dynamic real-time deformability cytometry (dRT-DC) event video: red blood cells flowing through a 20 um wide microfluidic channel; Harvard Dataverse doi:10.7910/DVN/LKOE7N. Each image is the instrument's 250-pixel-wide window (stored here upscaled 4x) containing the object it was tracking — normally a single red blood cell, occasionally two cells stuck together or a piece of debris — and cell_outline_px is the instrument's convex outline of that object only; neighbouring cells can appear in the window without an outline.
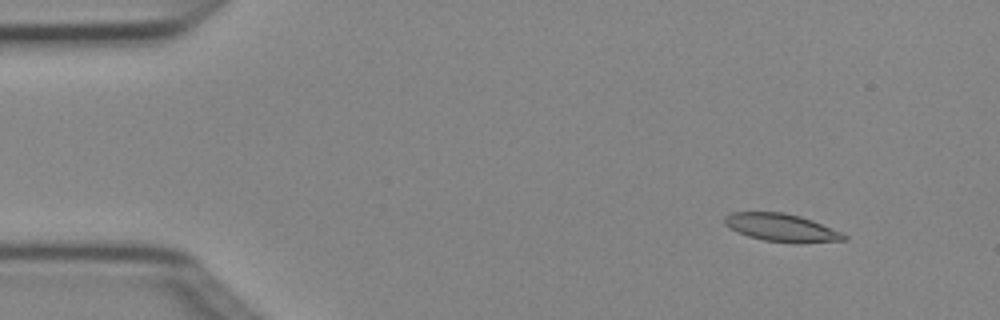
{"species": "Egyptian fruit bat (a non-hibernating species)", "species_latin": "Rousettus aegyptiacus", "temperature_condition": "cold", "stored_images_in_passage": 6, "camera_frame_rate_fps": 3000, "um_per_image_px": 0.085, "animal": {"sex": "female"}, "frame": {"image": 1, "passage_image": 2, "time_ms": 0.333, "image_size_px": [1000, 320], "cell_outline_px": [[848, 236], [844, 240], [796, 244], [764, 240], [748, 236], [728, 228], [724, 224], [724, 216], [732, 212], [784, 212], [800, 216], [812, 220], [844, 232]], "centroid_in_image_um": [66.45, 19.35], "position_along_channel_um": 18.6, "area_um2": 19.65}}
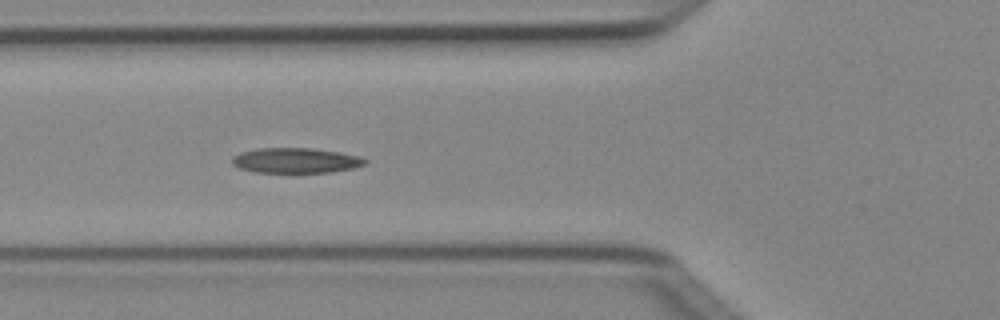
{"frame": {"image": 2, "passage_image": 5, "time_ms": 1.333, "image_size_px": [1000, 320], "cell_outline_px": [[368, 164], [352, 168], [332, 172], [256, 172], [240, 168], [232, 164], [232, 156], [240, 152], [256, 148], [312, 148], [360, 156], [368, 160]], "centroid_in_image_um": [25.14, 13.63], "position_along_channel_um": 100.7, "area_um2": 19.48}}
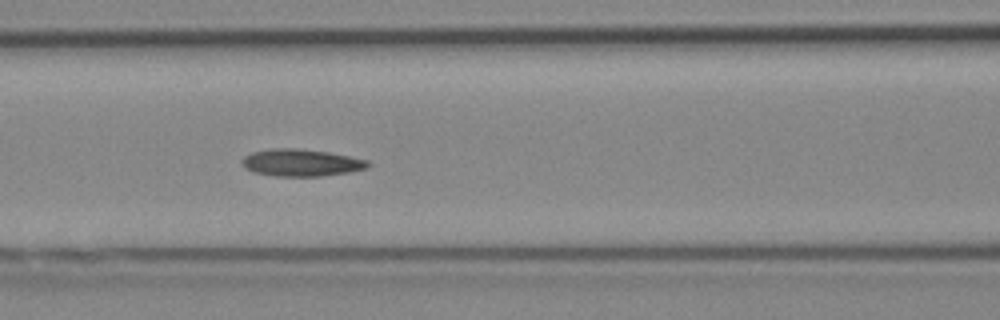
{"frame": {"image": 3, "passage_image": 6, "time_ms": 1.667, "image_size_px": [1000, 320], "cell_outline_px": [[372, 164], [368, 168], [348, 172], [320, 176], [276, 176], [252, 172], [244, 168], [240, 164], [240, 160], [244, 156], [252, 152], [272, 148], [296, 148], [328, 152], [368, 160]], "centroid_in_image_um": [25.56, 13.83], "position_along_channel_um": 141.0, "area_um2": 20.06}}